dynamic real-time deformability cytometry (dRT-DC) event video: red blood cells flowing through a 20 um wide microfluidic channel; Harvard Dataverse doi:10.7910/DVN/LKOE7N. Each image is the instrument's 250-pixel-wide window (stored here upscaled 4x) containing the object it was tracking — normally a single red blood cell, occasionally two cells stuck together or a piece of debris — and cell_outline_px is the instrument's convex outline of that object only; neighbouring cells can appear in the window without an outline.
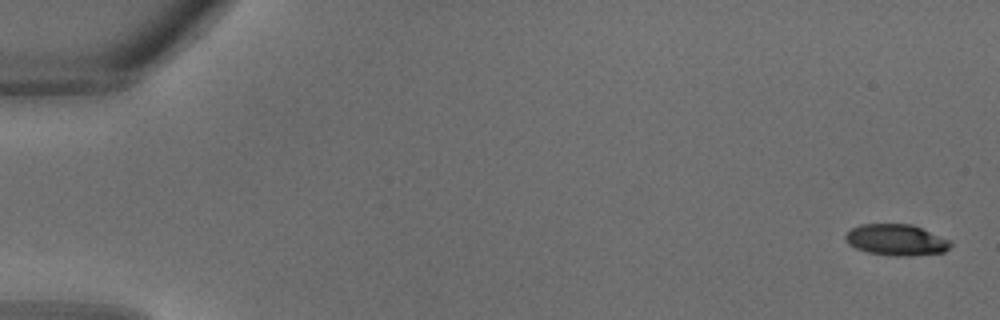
{"species": "common noctule bat (a hibernating species)", "species_latin": "Nyctalus noctula", "temperature_condition": "warm", "stored_images_in_passage": 33, "camera_frame_rate_fps": 3000, "um_per_image_px": 0.085, "animal": {"sex": "male", "body_mass_g": 18.8}, "frame": {"image": 1, "passage_image": 1, "time_ms": 0.0, "image_size_px": [1000, 320], "cell_outline_px": [[952, 244], [944, 252], [908, 256], [896, 256], [868, 252], [856, 248], [848, 244], [844, 236], [852, 228], [860, 224], [912, 224], [952, 240]], "centroid_in_image_um": [76.2, 20.38], "position_along_channel_um": 8.8, "area_um2": 19.13}}
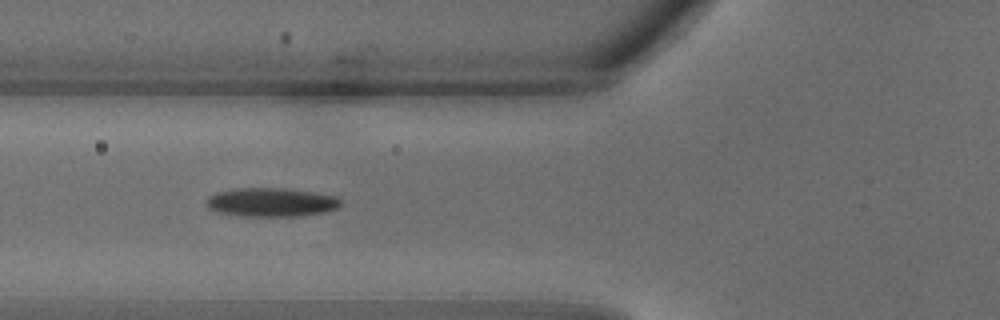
{"frame": {"image": 2, "passage_image": 13, "time_ms": 4.0, "image_size_px": [1000, 320], "cell_outline_px": [[340, 204], [336, 208], [324, 212], [296, 216], [244, 216], [216, 212], [208, 208], [204, 204], [208, 196], [216, 192], [236, 188], [284, 188], [312, 192], [336, 196], [340, 200]], "centroid_in_image_um": [22.98, 17.19], "position_along_channel_um": 102.8, "area_um2": 22.54}}
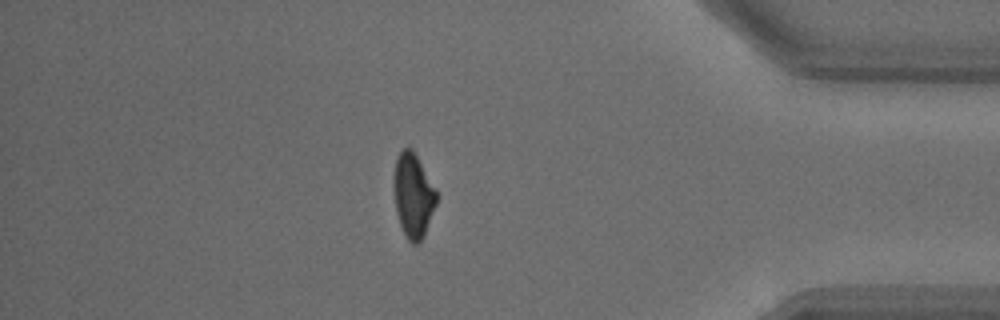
{"frame": {"image": 3, "passage_image": 29, "time_ms": 9.333, "image_size_px": [1000, 320], "cell_outline_px": [[436, 204], [424, 236], [416, 244], [412, 244], [408, 240], [400, 224], [396, 212], [396, 156], [404, 148], [412, 148], [436, 188]], "centroid_in_image_um": [35.16, 16.63], "position_along_channel_um": 400.0, "area_um2": 20.23}}